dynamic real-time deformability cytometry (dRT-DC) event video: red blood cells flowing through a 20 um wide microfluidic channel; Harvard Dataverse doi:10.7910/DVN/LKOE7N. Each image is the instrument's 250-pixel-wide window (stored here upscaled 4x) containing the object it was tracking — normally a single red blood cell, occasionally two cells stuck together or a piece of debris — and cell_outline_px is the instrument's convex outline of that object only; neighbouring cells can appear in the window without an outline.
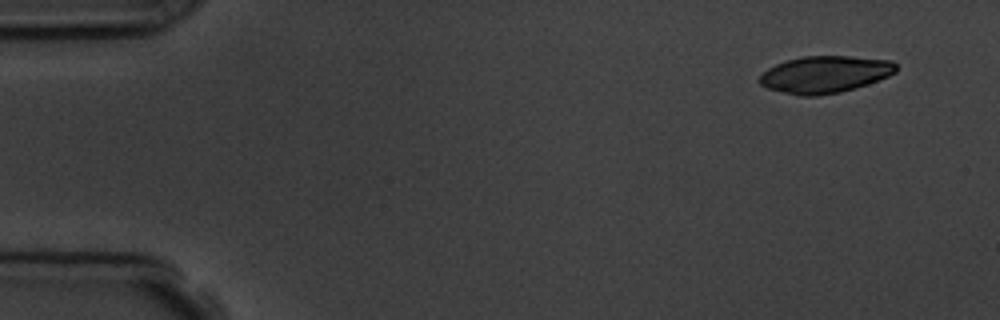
{"species": "common noctule bat (a hibernating species)", "species_latin": "Nyctalus noctula", "temperature_condition": "room temperature", "stored_images_in_passage": 5, "camera_frame_rate_fps": 3000, "um_per_image_px": 0.085, "animal": {"sex": "male", "body_mass_g": 19.5, "forearm_length_mm": 54.6}, "frame": {"image": 1, "passage_image": 1, "time_ms": 0.0, "image_size_px": [1000, 320], "cell_outline_px": [[896, 72], [888, 76], [868, 84], [856, 88], [840, 92], [816, 96], [800, 96], [768, 88], [760, 84], [756, 80], [768, 68], [776, 64], [788, 60], [804, 56], [852, 56], [892, 60], [896, 64]], "centroid_in_image_um": [70.13, 6.32], "position_along_channel_um": 14.9, "area_um2": 29.42}}